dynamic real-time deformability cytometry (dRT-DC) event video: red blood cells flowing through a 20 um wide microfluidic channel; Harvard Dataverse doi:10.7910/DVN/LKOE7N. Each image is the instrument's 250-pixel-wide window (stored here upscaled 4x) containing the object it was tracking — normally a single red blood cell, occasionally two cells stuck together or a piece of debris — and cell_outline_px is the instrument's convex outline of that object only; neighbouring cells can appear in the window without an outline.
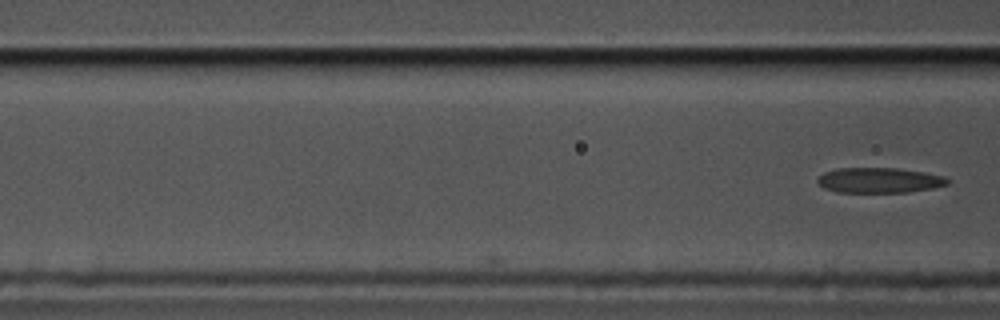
{"species": "common noctule bat (a hibernating species)", "species_latin": "Nyctalus noctula", "temperature_condition": "cold", "stored_images_in_passage": 10, "camera_frame_rate_fps": 3000, "um_per_image_px": 0.085, "animal": {"sex": "male", "body_mass_g": 17.5, "forearm_length_mm": 52.3}, "frame": {"image": 1, "passage_image": 10, "time_ms": 3.0, "image_size_px": [1000, 320], "cell_outline_px": [[948, 184], [932, 188], [908, 192], [836, 192], [824, 188], [816, 180], [824, 172], [836, 168], [896, 168], [924, 172], [944, 176], [948, 180]], "centroid_in_image_um": [74.72, 15.32], "position_along_channel_um": 91.9, "area_um2": 19.02}}